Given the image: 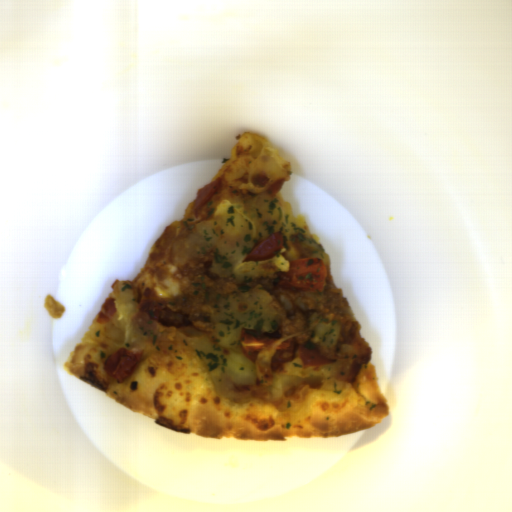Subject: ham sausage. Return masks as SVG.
I'll use <instances>...</instances> for the list:
<instances>
[{"label":"ham sausage","instance_id":"obj_1","mask_svg":"<svg viewBox=\"0 0 512 512\" xmlns=\"http://www.w3.org/2000/svg\"><path fill=\"white\" fill-rule=\"evenodd\" d=\"M134 321L140 332L144 335L147 336L154 334L157 327V321H153L149 314L143 313L140 310Z\"/></svg>","mask_w":512,"mask_h":512}]
</instances>
